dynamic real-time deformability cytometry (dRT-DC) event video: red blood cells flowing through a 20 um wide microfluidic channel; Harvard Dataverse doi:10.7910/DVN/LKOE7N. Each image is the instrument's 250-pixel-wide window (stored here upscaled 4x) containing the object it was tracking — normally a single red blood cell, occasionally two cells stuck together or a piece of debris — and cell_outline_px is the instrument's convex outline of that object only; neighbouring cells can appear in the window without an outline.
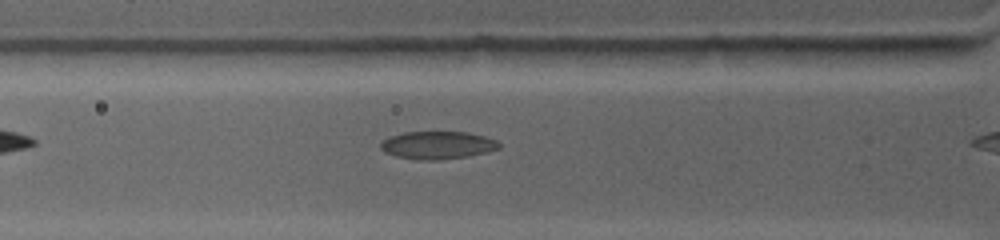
{"species": "common noctule bat (a hibernating species)", "species_latin": "Nyctalus noctula", "temperature_condition": "warm", "stored_images_in_passage": 17, "camera_frame_rate_fps": 4500, "um_per_image_px": 0.085, "animal": {"sex": "female", "body_mass_g": 19.0, "forearm_length_mm": 53.3}, "frame": {"image": 1, "passage_image": 4, "time_ms": 1.333, "image_size_px": [1000, 240], "cell_outline_px": [[500, 148], [488, 152], [468, 156], [436, 160], [424, 160], [396, 156], [384, 152], [380, 148], [380, 144], [388, 136], [404, 132], [468, 132], [484, 136], [496, 140], [500, 144]], "centroid_in_image_um": [37.19, 12.33], "position_along_channel_um": 88.6, "area_um2": 19.13}}
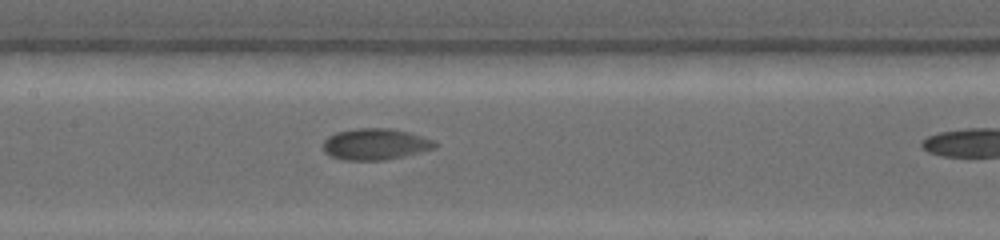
{"frame": {"image": 2, "passage_image": 11, "time_ms": 3.778, "image_size_px": [1000, 240], "cell_outline_px": [[436, 148], [404, 156], [384, 160], [344, 160], [332, 156], [324, 152], [324, 140], [328, 136], [336, 132], [356, 128], [392, 128], [412, 132], [436, 140]], "centroid_in_image_um": [31.95, 12.24], "position_along_channel_um": 175.5, "area_um2": 20.63}}
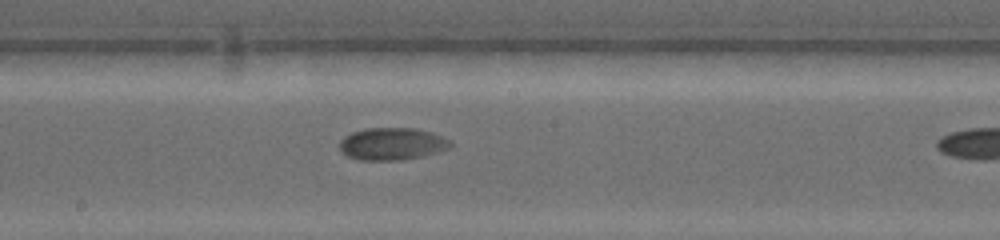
{"frame": {"image": 3, "passage_image": 14, "time_ms": 4.889, "image_size_px": [1000, 240], "cell_outline_px": [[452, 148], [404, 160], [360, 160], [348, 156], [340, 152], [340, 140], [344, 136], [352, 132], [364, 128], [416, 128], [432, 132], [452, 140]], "centroid_in_image_um": [33.34, 12.22], "position_along_channel_um": 214.9, "area_um2": 21.1}}